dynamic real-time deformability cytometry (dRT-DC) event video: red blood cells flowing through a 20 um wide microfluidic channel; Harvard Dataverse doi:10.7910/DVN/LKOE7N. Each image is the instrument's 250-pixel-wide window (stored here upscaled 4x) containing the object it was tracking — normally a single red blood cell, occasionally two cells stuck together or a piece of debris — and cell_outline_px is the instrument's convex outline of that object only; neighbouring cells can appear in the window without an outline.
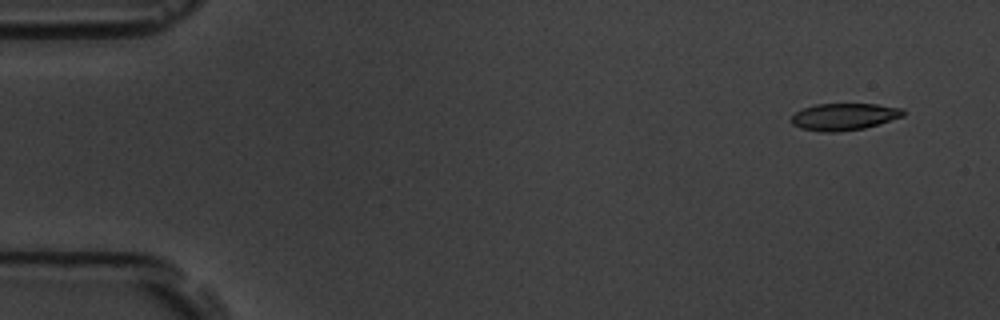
{"species": "common noctule bat (a hibernating species)", "species_latin": "Nyctalus noctula", "temperature_condition": "room temperature", "stored_images_in_passage": 6, "segment_of_instrument_passage": [2, 2], "camera_frame_rate_fps": 3000, "um_per_image_px": 0.085, "animal": {"sex": "male", "body_mass_g": 19.5, "forearm_length_mm": 54.6}, "frame": {"image": 1, "passage_image": 6, "time_ms": 6.0, "image_size_px": [1000, 320], "cell_outline_px": [[904, 116], [864, 128], [836, 132], [820, 132], [800, 128], [792, 124], [792, 116], [796, 112], [804, 108], [816, 104], [876, 104], [904, 108]], "centroid_in_image_um": [71.75, 9.92], "position_along_channel_um": 13.2, "area_um2": 17.51}}